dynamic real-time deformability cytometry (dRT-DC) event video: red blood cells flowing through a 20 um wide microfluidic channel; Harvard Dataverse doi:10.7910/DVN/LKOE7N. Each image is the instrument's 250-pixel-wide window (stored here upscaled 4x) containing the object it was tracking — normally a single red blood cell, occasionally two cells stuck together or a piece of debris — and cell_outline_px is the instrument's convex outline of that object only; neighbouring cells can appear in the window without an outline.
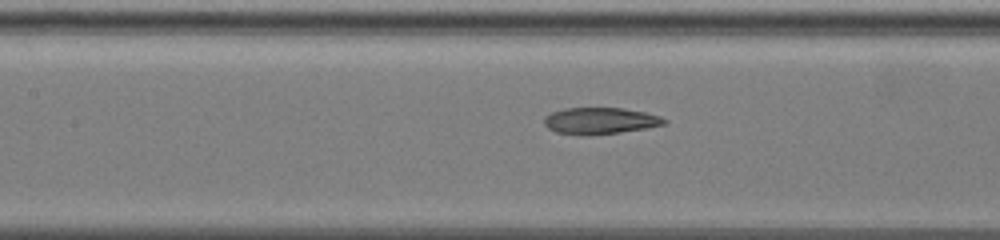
{"species": "common noctule bat (a hibernating species)", "species_latin": "Nyctalus noctula", "temperature_condition": "warm", "stored_images_in_passage": 16, "camera_frame_rate_fps": 3000, "um_per_image_px": 0.085, "animal": {"sex": "female", "body_mass_g": 19.5, "forearm_length_mm": 54.1}, "frame": {"image": 1, "passage_image": 14, "time_ms": 7.333, "image_size_px": [1000, 240], "cell_outline_px": [[668, 120], [664, 124], [648, 128], [620, 132], [588, 136], [580, 136], [556, 132], [548, 128], [544, 124], [544, 116], [552, 112], [564, 108], [624, 108], [644, 112], [660, 116]], "centroid_in_image_um": [50.99, 10.28], "position_along_channel_um": 156.4, "area_um2": 18.79}}